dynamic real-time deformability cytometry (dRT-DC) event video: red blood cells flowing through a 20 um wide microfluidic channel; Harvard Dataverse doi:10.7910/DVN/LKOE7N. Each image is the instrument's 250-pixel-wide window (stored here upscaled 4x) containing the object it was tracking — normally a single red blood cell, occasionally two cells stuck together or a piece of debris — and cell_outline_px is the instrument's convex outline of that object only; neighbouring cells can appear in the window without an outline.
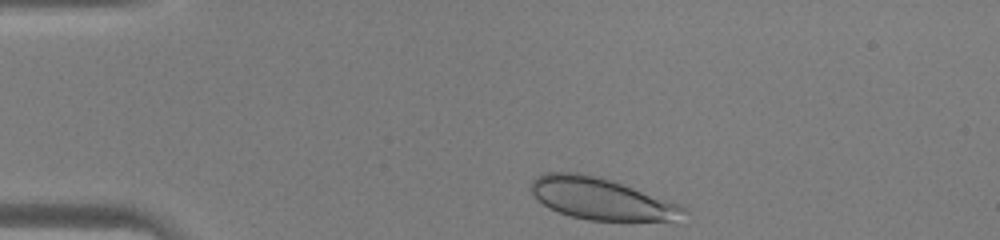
{"species": "human", "species_latin": "Homo sapiens", "temperature_condition": "warm", "stored_images_in_passage": 32, "camera_frame_rate_fps": 3000, "um_per_image_px": 0.085, "donor": {"sex": "male"}, "frame": {"image": 1, "passage_image": 1, "time_ms": 0.0, "image_size_px": [1000, 240], "cell_outline_px": [[688, 212], [684, 224], [588, 220], [572, 216], [548, 208], [532, 192], [532, 180], [536, 176], [544, 172], [576, 172], [612, 180], [680, 204]], "centroid_in_image_um": [51.31, 16.96], "position_along_channel_um": 33.7, "area_um2": 38.26}}
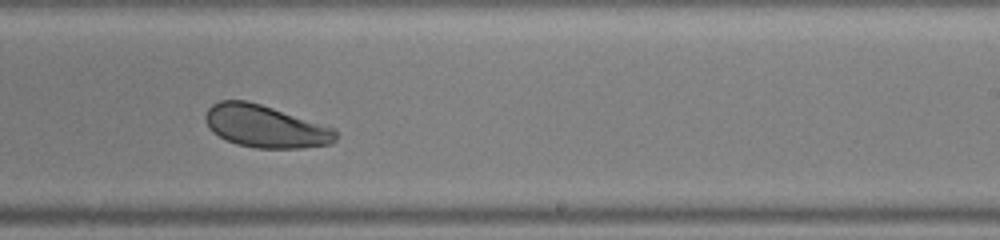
{"frame": {"image": 2, "passage_image": 20, "time_ms": 6.333, "image_size_px": [1000, 240], "cell_outline_px": [[336, 140], [332, 144], [300, 148], [256, 148], [236, 144], [212, 132], [208, 128], [204, 120], [204, 116], [208, 108], [212, 104], [220, 100], [248, 100], [336, 128]], "centroid_in_image_um": [22.54, 10.74], "position_along_channel_um": 266.5, "area_um2": 32.37}}
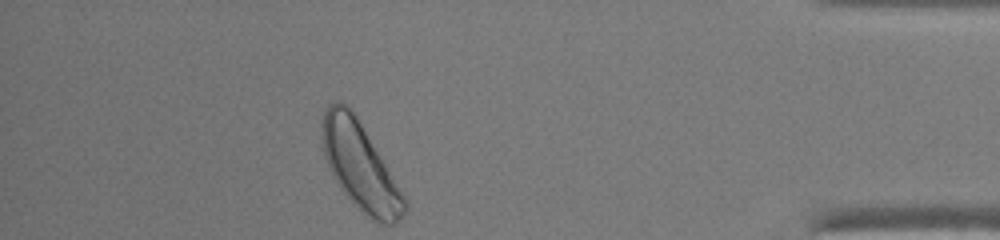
{"frame": {"image": 3, "passage_image": 32, "time_ms": 10.333, "image_size_px": [1000, 240], "cell_outline_px": [[408, 208], [404, 216], [396, 224], [376, 224], [364, 216], [352, 204], [340, 188], [332, 176], [328, 168], [324, 156], [320, 140], [320, 124], [324, 112], [328, 104], [336, 100], [348, 104], [356, 116], [408, 200]], "centroid_in_image_um": [30.59, 14.17], "position_along_channel_um": 404.6, "area_um2": 42.95}}